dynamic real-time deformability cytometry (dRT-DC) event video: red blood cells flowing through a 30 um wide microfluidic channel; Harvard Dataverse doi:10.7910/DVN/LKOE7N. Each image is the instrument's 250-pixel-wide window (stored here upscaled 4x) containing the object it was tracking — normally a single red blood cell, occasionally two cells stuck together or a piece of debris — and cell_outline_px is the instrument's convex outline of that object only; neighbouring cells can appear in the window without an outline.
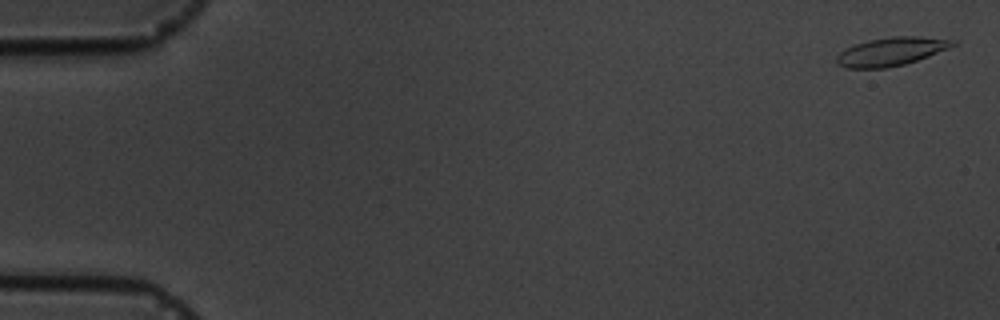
{"species": "common noctule bat (a hibernating species)", "species_latin": "Nyctalus noctula", "temperature_condition": "cold", "stored_images_in_passage": 12, "camera_frame_rate_fps": 3000, "um_per_image_px": 0.085, "animal": {"sex": "male", "body_mass_g": 19.5, "forearm_length_mm": 54.6}, "frame": {"image": 1, "passage_image": 1, "time_ms": 0.0, "image_size_px": [1000, 320], "cell_outline_px": [[960, 40], [956, 44], [948, 48], [928, 56], [904, 64], [884, 68], [844, 68], [836, 64], [836, 56], [844, 48], [868, 40], [896, 36], [916, 36]], "centroid_in_image_um": [75.73, 4.38], "position_along_channel_um": 9.3, "area_um2": 19.19}}
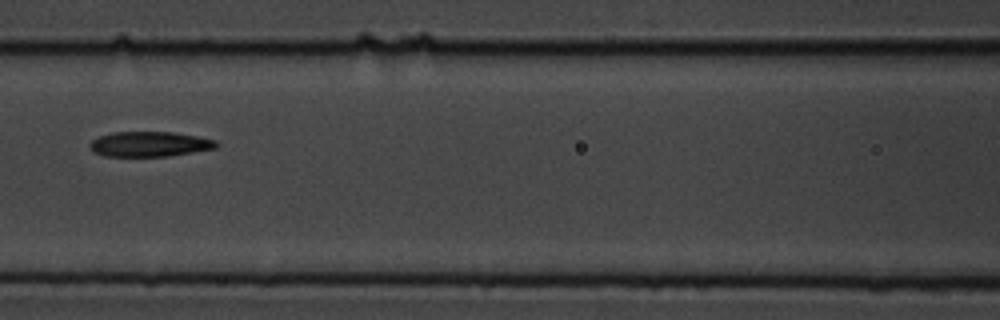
{"frame": {"image": 2, "passage_image": 8, "time_ms": 8.0, "image_size_px": [1000, 320], "cell_outline_px": [[220, 144], [216, 148], [168, 156], [104, 156], [92, 152], [88, 148], [88, 144], [92, 140], [100, 136], [112, 132], [172, 132], [196, 136], [216, 140]], "centroid_in_image_um": [12.68, 12.25], "position_along_channel_um": 153.9, "area_um2": 18.55}}
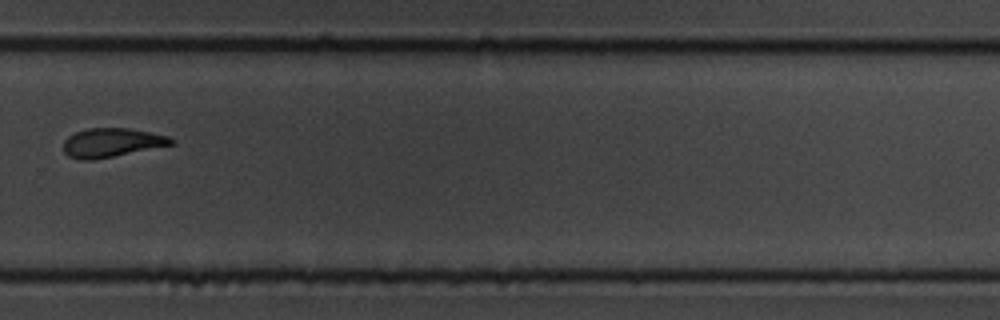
{"frame": {"image": 3, "passage_image": 12, "time_ms": 12.667, "image_size_px": [1000, 320], "cell_outline_px": [[176, 144], [92, 160], [80, 160], [68, 156], [64, 152], [64, 140], [68, 136], [76, 132], [88, 128], [128, 128], [168, 136], [176, 140]], "centroid_in_image_um": [9.5, 12.12], "position_along_channel_um": 320.3, "area_um2": 18.15}}